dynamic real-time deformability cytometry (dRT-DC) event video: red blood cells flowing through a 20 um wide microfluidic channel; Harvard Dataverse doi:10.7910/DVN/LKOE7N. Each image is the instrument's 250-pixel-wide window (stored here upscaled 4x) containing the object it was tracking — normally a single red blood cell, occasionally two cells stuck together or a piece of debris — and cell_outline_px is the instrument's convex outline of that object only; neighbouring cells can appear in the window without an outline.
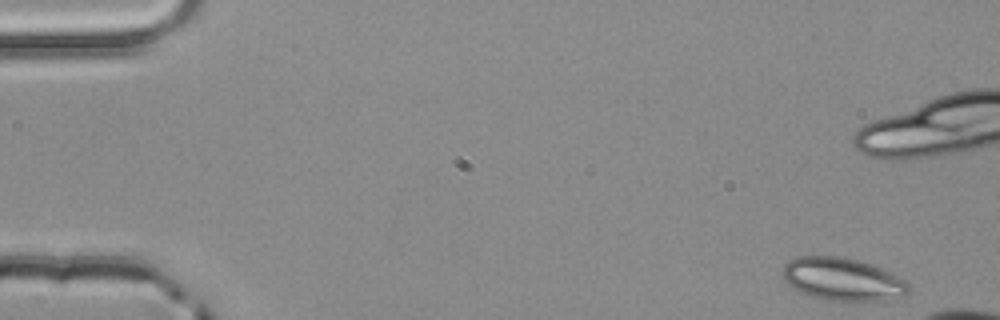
{"species": "common noctule bat (a hibernating species)", "species_latin": "Nyctalus noctula", "temperature_condition": "room temperature", "stored_images_in_passage": 3, "camera_frame_rate_fps": 3000, "um_per_image_px": 0.085, "animal": {"sex": "male", "body_mass_g": 20.4}, "frame": {"image": 1, "passage_image": 1, "time_ms": 0.0, "image_size_px": [1000, 320], "cell_outline_px": [[912, 288], [904, 296], [884, 300], [824, 300], [800, 292], [792, 288], [784, 280], [784, 264], [788, 260], [796, 256], [840, 256], [872, 264], [884, 268], [912, 284]], "centroid_in_image_um": [71.65, 23.72], "position_along_channel_um": 13.3, "area_um2": 31.62}}